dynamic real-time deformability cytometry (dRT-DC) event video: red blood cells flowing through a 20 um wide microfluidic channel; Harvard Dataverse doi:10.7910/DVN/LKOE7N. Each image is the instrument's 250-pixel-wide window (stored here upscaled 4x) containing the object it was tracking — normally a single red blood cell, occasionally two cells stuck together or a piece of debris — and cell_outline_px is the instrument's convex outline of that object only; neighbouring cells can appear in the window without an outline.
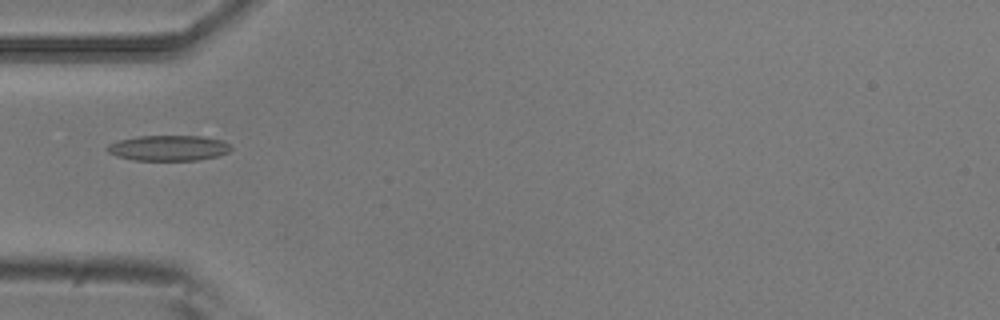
{"species": "common noctule bat (a hibernating species)", "species_latin": "Nyctalus noctula", "temperature_condition": "room temperature", "stored_images_in_passage": 4, "camera_frame_rate_fps": 3000, "um_per_image_px": 0.085, "animal": {"sex": "male", "body_mass_g": 20.5, "forearm_length_mm": 52.5}, "frame": {"image": 1, "passage_image": 1, "time_ms": 0.0, "image_size_px": [1000, 320], "cell_outline_px": [[232, 148], [228, 152], [216, 156], [196, 160], [136, 160], [116, 156], [108, 152], [104, 148], [108, 144], [116, 140], [136, 136], [204, 136], [224, 140]], "centroid_in_image_um": [14.28, 12.57], "position_along_channel_um": 70.7, "area_um2": 18.5}}
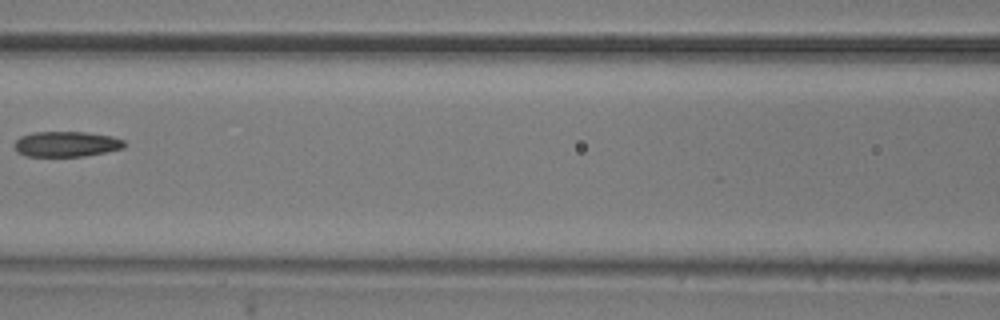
{"frame": {"image": 2, "passage_image": 3, "time_ms": 0.667, "image_size_px": [1000, 320], "cell_outline_px": [[128, 144], [124, 148], [84, 156], [28, 156], [16, 152], [16, 140], [20, 136], [32, 132], [88, 132], [112, 136], [124, 140]], "centroid_in_image_um": [5.68, 12.24], "position_along_channel_um": 160.9, "area_um2": 16.3}}
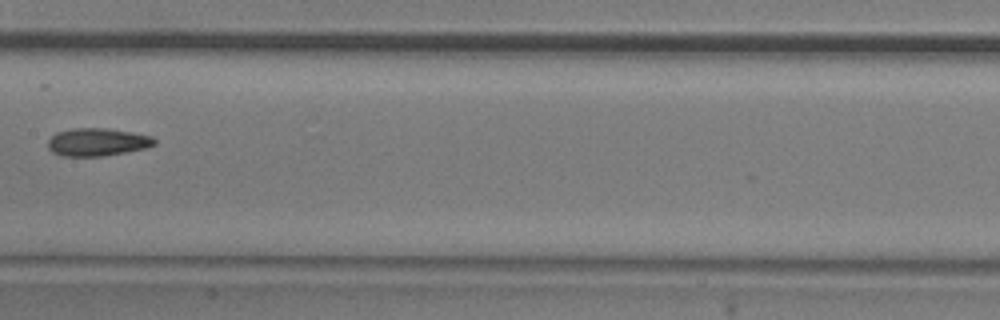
{"frame": {"image": 3, "passage_image": 4, "time_ms": 1.0, "image_size_px": [1000, 320], "cell_outline_px": [[156, 144], [148, 148], [128, 152], [104, 156], [60, 156], [52, 152], [48, 148], [48, 140], [56, 132], [72, 128], [108, 128], [132, 132], [152, 136], [156, 140]], "centroid_in_image_um": [8.29, 12.08], "position_along_channel_um": 199.1, "area_um2": 17.57}}